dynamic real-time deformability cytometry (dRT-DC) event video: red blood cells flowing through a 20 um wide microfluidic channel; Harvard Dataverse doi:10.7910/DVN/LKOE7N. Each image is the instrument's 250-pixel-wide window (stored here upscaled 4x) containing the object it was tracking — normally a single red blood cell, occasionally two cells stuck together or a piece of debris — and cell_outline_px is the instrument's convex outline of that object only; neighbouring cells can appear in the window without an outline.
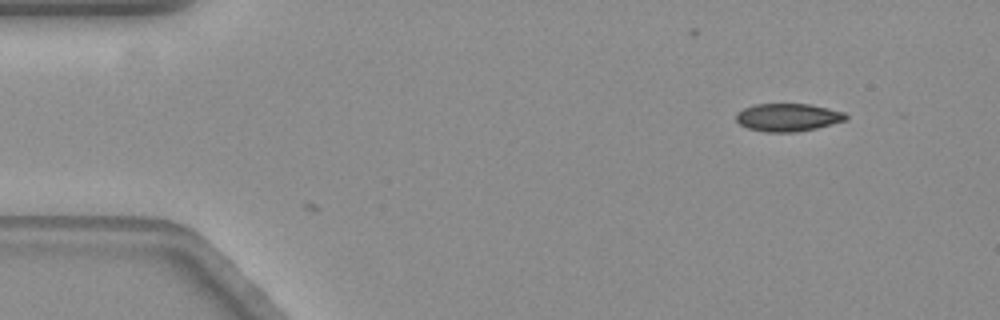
{"species": "common noctule bat (a hibernating species)", "species_latin": "Nyctalus noctula", "temperature_condition": "warm", "stored_images_in_passage": 6, "camera_frame_rate_fps": 3000, "um_per_image_px": 0.085, "animal": {"sex": "female", "body_mass_g": 19.3, "forearm_length_mm": 54.1}, "frame": {"image": 1, "passage_image": 6, "time_ms": 1.667, "image_size_px": [1000, 320], "cell_outline_px": [[848, 116], [844, 120], [816, 128], [792, 132], [768, 132], [748, 128], [740, 124], [736, 120], [736, 112], [744, 108], [756, 104], [808, 104], [828, 108], [844, 112]], "centroid_in_image_um": [66.94, 9.97], "position_along_channel_um": 18.1, "area_um2": 17.57}}